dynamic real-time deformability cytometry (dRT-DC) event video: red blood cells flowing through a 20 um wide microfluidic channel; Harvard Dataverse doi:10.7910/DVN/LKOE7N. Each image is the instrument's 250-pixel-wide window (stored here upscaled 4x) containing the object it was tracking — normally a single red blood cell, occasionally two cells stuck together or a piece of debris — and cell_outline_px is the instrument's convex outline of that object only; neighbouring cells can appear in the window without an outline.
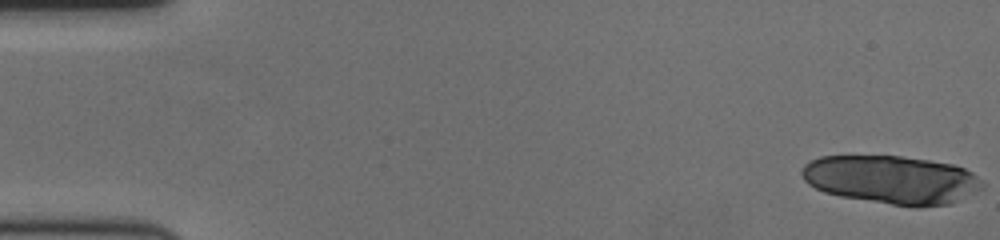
{"species": "human", "species_latin": "Homo sapiens", "temperature_condition": "cold", "stored_images_in_passage": 19, "camera_frame_rate_fps": 3000, "um_per_image_px": 0.085, "donor": {"sex": "female"}, "frame": {"image": 1, "passage_image": 1, "time_ms": 0.0, "image_size_px": [1000, 240], "cell_outline_px": [[984, 188], [948, 204], [920, 208], [916, 208], [840, 196], [824, 192], [808, 184], [804, 180], [800, 172], [804, 164], [820, 156], [900, 156], [928, 160], [952, 164], [964, 168], [972, 172], [984, 184]], "centroid_in_image_um": [75.77, 15.28], "position_along_channel_um": 9.2, "area_um2": 50.86}}